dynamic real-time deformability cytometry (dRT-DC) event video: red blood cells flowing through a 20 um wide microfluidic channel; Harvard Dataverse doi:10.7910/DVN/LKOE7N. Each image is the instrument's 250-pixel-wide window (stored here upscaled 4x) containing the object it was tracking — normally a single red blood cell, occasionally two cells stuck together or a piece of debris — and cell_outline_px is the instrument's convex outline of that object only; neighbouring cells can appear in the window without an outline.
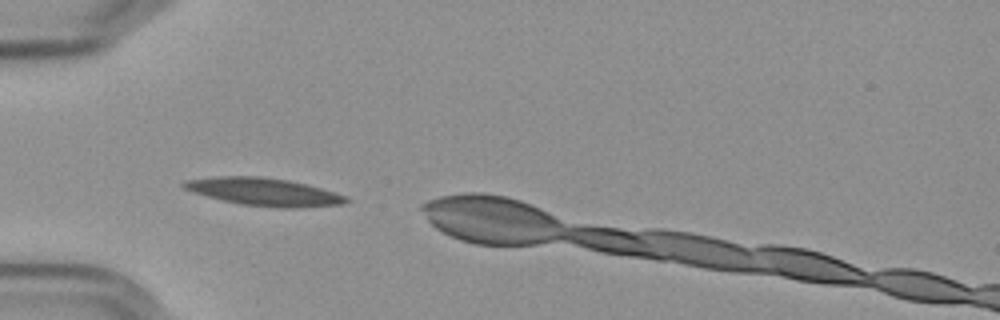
{"species": "Egyptian fruit bat (a non-hibernating species)", "species_latin": "Rousettus aegyptiacus", "temperature_condition": "cold", "stored_images_in_passage": 3, "camera_frame_rate_fps": 3000, "um_per_image_px": 0.085, "frame": {"image": 1, "passage_image": 1, "time_ms": 0.0, "image_size_px": [1000, 320], "cell_outline_px": [[352, 200], [340, 204], [296, 208], [276, 208], [240, 204], [192, 192], [184, 188], [180, 184], [184, 180], [216, 176], [260, 176], [288, 180], [320, 188], [344, 196]], "centroid_in_image_um": [22.38, 16.3], "position_along_channel_um": 62.6, "area_um2": 26.01}}